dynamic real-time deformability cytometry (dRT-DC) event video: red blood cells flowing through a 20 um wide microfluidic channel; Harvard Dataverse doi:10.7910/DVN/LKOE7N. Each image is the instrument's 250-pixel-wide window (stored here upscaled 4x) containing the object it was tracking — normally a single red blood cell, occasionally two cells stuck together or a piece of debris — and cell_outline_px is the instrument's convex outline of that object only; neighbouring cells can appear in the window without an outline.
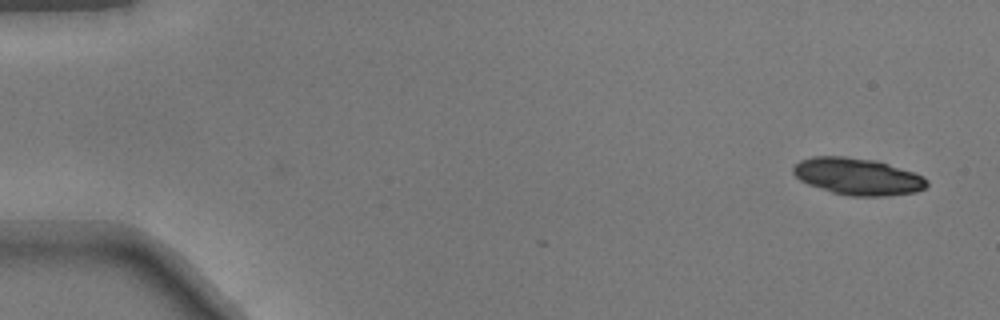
{"species": "common noctule bat (a hibernating species)", "species_latin": "Nyctalus noctula", "temperature_condition": "warm", "stored_images_in_passage": 4, "camera_frame_rate_fps": 3000, "um_per_image_px": 0.085, "animal": {"sex": "male", "body_mass_g": 17.9}, "frame": {"image": 1, "passage_image": 1, "time_ms": 0.0, "image_size_px": [1000, 320], "cell_outline_px": [[928, 184], [924, 188], [916, 192], [884, 196], [852, 196], [832, 192], [808, 184], [800, 180], [792, 172], [792, 168], [800, 160], [812, 156], [844, 156], [876, 160], [924, 176], [928, 180]], "centroid_in_image_um": [72.89, 14.99], "position_along_channel_um": 12.1, "area_um2": 28.67}}